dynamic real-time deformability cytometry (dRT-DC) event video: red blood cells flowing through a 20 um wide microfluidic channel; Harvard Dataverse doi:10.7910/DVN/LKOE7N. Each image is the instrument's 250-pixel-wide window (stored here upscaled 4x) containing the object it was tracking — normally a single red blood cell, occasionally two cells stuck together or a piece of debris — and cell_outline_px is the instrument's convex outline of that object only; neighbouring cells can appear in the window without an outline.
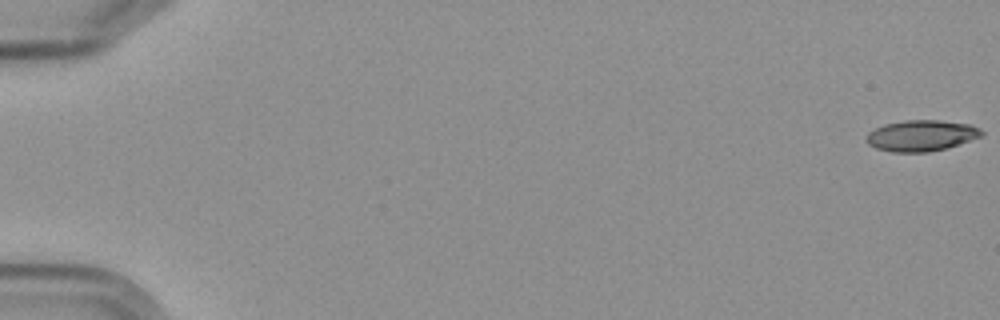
{"species": "Egyptian fruit bat (a non-hibernating species)", "species_latin": "Rousettus aegyptiacus", "temperature_condition": "cold", "stored_images_in_passage": 6, "camera_frame_rate_fps": 3000, "um_per_image_px": 0.085, "frame": {"image": 1, "passage_image": 1, "time_ms": 0.0, "image_size_px": [1000, 320], "cell_outline_px": [[984, 136], [944, 148], [928, 152], [892, 152], [876, 148], [868, 144], [864, 140], [864, 136], [868, 132], [876, 128], [888, 124], [904, 120], [936, 120], [972, 124], [980, 128], [984, 132]], "centroid_in_image_um": [78.31, 11.52], "position_along_channel_um": 6.7, "area_um2": 20.87}}
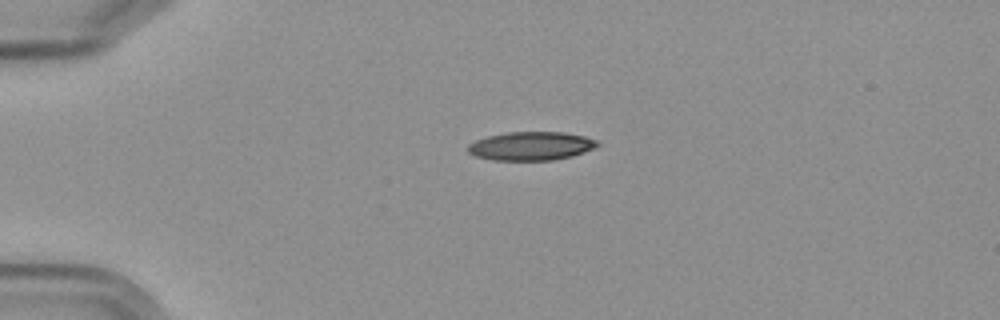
{"frame": {"image": 2, "passage_image": 5, "time_ms": 4.667, "image_size_px": [1000, 320], "cell_outline_px": [[600, 144], [592, 148], [572, 156], [552, 160], [492, 160], [476, 156], [468, 152], [468, 144], [476, 140], [488, 136], [508, 132], [564, 132], [584, 136], [596, 140]], "centroid_in_image_um": [45.12, 12.41], "position_along_channel_um": 39.9, "area_um2": 21.39}}